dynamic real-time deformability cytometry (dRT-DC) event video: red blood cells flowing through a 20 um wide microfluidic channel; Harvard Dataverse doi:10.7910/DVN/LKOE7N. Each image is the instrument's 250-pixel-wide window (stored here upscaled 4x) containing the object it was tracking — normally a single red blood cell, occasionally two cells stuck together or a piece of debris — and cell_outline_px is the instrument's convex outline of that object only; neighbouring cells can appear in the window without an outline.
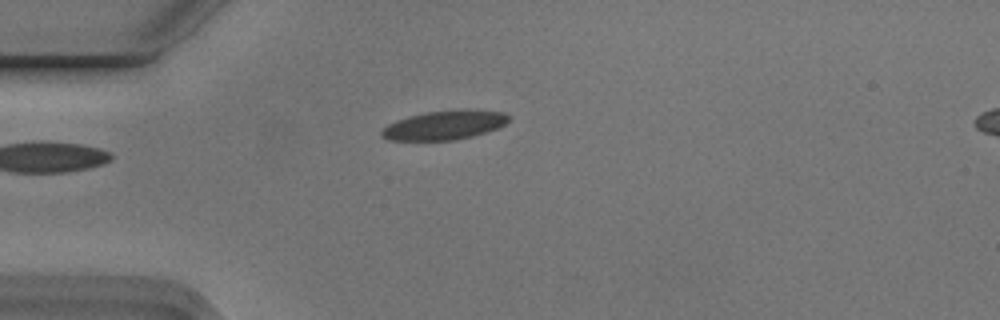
{"species": "Egyptian fruit bat (a non-hibernating species)", "species_latin": "Rousettus aegyptiacus", "temperature_condition": "cold", "stored_images_in_passage": 2, "camera_frame_rate_fps": 3000, "um_per_image_px": 0.085, "animal": {"sex": "male"}, "frame": {"image": 1, "passage_image": 2, "time_ms": 0.333, "image_size_px": [1000, 320], "cell_outline_px": [[512, 116], [504, 124], [496, 128], [472, 136], [452, 140], [388, 140], [380, 136], [380, 132], [388, 124], [396, 120], [408, 116], [424, 112], [464, 108], [468, 108], [504, 112]], "centroid_in_image_um": [37.78, 10.61], "position_along_channel_um": 47.2, "area_um2": 21.79}}